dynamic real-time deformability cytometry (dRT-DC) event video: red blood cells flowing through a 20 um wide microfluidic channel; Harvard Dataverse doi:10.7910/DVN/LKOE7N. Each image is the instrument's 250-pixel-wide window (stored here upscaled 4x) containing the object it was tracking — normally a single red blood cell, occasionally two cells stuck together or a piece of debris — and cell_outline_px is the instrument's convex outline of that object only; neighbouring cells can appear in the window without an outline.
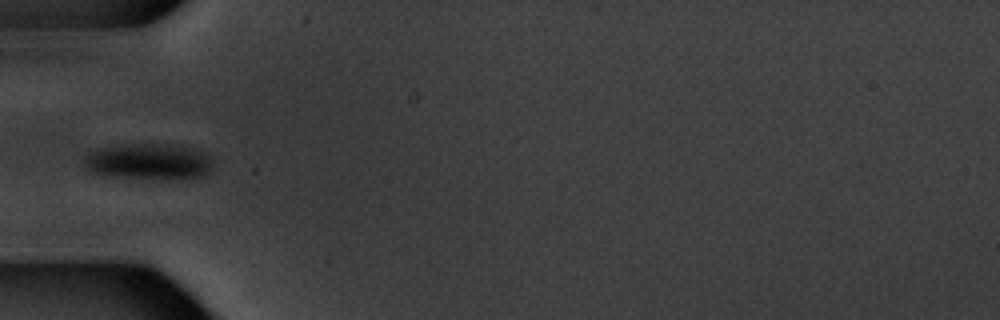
{"species": "common noctule bat (a hibernating species)", "species_latin": "Nyctalus noctula", "temperature_condition": "warm", "stored_images_in_passage": 5, "camera_frame_rate_fps": 3000, "um_per_image_px": 0.085, "animal": {"sex": "male", "body_mass_g": 20.1, "forearm_length_mm": 53.5}, "frame": {"image": 1, "passage_image": 4, "time_ms": 3.333, "image_size_px": [1000, 320], "cell_outline_px": [[212, 168], [204, 176], [108, 176], [88, 172], [84, 164], [84, 160], [96, 148], [128, 144], [168, 144], [188, 148], [200, 152], [208, 156], [212, 160]], "centroid_in_image_um": [12.56, 13.69], "position_along_channel_um": 72.4, "area_um2": 25.72}}